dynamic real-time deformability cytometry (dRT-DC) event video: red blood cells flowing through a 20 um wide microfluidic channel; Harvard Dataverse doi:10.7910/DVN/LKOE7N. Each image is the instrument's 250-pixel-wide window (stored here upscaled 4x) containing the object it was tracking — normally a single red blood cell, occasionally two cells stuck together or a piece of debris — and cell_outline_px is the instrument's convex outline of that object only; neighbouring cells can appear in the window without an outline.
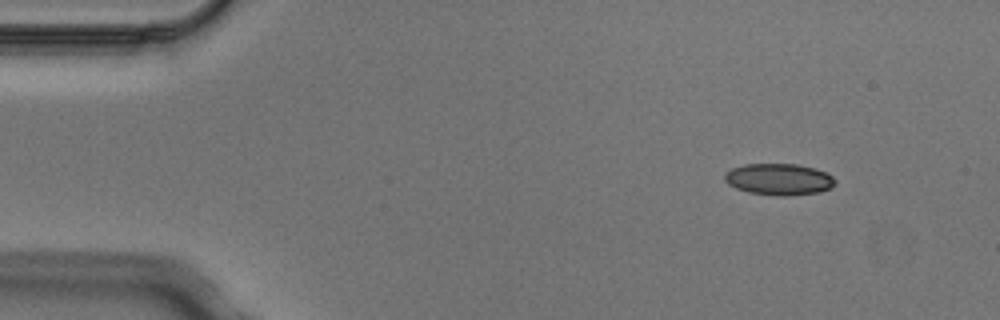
{"species": "Egyptian fruit bat (a non-hibernating species)", "species_latin": "Rousettus aegyptiacus", "temperature_condition": "cold", "stored_images_in_passage": 5, "camera_frame_rate_fps": 3000, "um_per_image_px": 0.085, "animal": {"sex": "male"}, "frame": {"image": 1, "passage_image": 1, "time_ms": 0.0, "image_size_px": [1000, 320], "cell_outline_px": [[836, 184], [832, 188], [820, 192], [788, 196], [780, 196], [748, 192], [736, 188], [728, 184], [724, 180], [724, 176], [732, 168], [744, 164], [796, 164], [816, 168], [832, 176], [836, 180]], "centroid_in_image_um": [66.24, 15.24], "position_along_channel_um": 18.8, "area_um2": 20.4}}
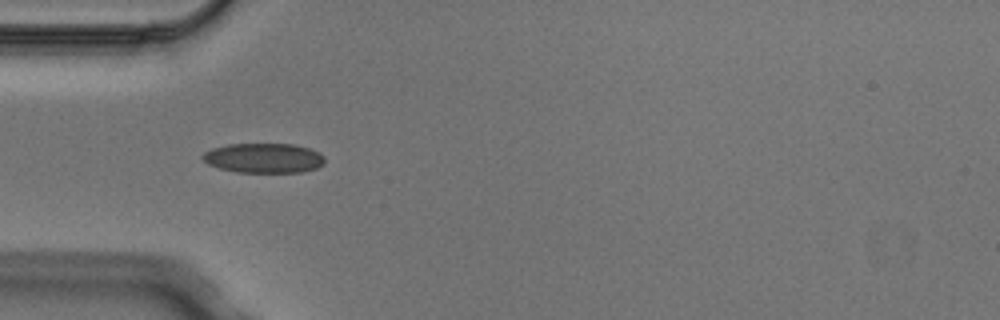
{"frame": {"image": 2, "passage_image": 4, "time_ms": 1.0, "image_size_px": [1000, 320], "cell_outline_px": [[324, 164], [316, 168], [300, 172], [236, 172], [220, 168], [208, 164], [200, 156], [204, 152], [212, 148], [228, 144], [292, 144], [308, 148], [320, 152], [324, 156]], "centroid_in_image_um": [22.41, 13.43], "position_along_channel_um": 62.6, "area_um2": 21.15}}
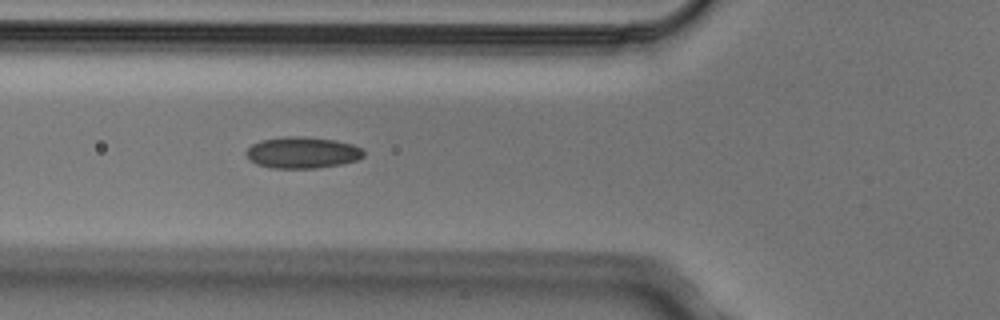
{"frame": {"image": 3, "passage_image": 5, "time_ms": 1.333, "image_size_px": [1000, 320], "cell_outline_px": [[364, 156], [356, 160], [340, 164], [316, 168], [272, 168], [256, 164], [248, 160], [244, 152], [252, 144], [260, 140], [288, 136], [304, 136], [336, 140], [352, 144], [360, 148], [364, 152]], "centroid_in_image_um": [25.65, 12.96], "position_along_channel_um": 100.1, "area_um2": 21.62}}